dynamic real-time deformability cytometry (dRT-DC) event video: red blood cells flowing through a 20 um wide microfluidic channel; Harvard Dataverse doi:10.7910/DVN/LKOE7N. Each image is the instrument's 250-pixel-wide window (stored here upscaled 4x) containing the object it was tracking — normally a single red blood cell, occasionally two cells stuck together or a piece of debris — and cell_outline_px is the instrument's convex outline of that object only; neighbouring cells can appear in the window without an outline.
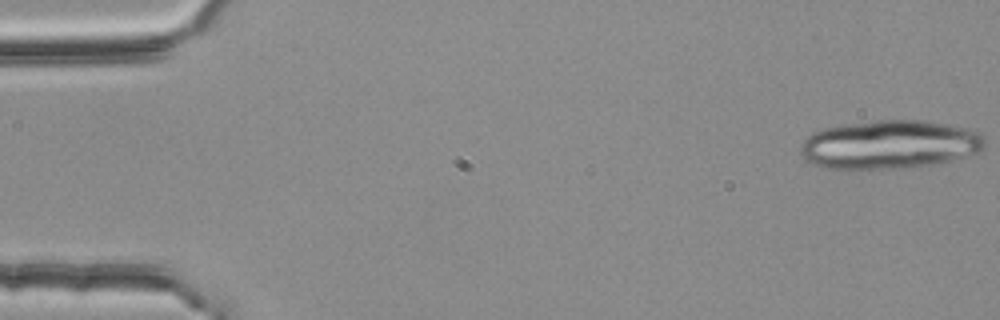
{"species": "common noctule bat (a hibernating species)", "species_latin": "Nyctalus noctula", "temperature_condition": "room temperature", "stored_images_in_passage": 20, "camera_frame_rate_fps": 3000, "um_per_image_px": 0.085, "animal": {"sex": "female", "body_mass_g": 25.1}, "frame": {"image": 1, "passage_image": 1, "time_ms": 0.0, "image_size_px": [1000, 320], "cell_outline_px": [[984, 148], [980, 152], [948, 160], [928, 164], [904, 168], [828, 168], [816, 164], [808, 160], [800, 152], [800, 148], [804, 140], [812, 132], [824, 128], [848, 124], [876, 120], [924, 120], [968, 128], [984, 136]], "centroid_in_image_um": [75.63, 12.27], "position_along_channel_um": 9.4, "area_um2": 51.5}}